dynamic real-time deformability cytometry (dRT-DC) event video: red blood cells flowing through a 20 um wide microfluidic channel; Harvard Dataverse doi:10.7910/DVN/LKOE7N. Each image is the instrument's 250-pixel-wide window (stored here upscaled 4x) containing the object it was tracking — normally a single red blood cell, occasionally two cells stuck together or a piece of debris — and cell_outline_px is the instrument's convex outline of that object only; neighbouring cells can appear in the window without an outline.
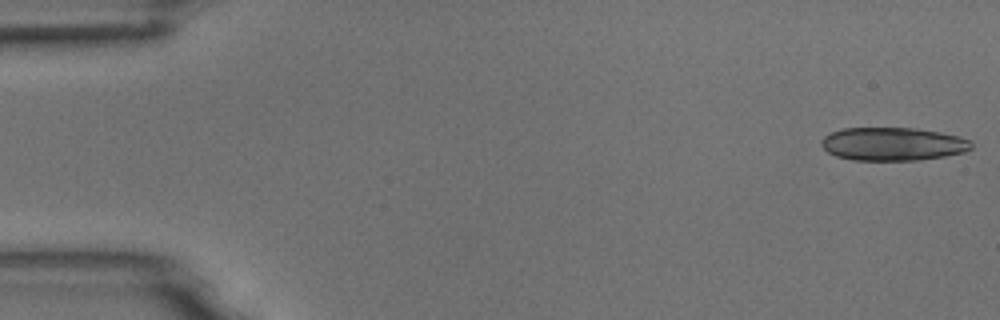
{"species": "common noctule bat (a hibernating species)", "species_latin": "Nyctalus noctula", "temperature_condition": "room temperature", "stored_images_in_passage": 6, "camera_frame_rate_fps": 3000, "um_per_image_px": 0.085, "animal": {"sex": "male", "body_mass_g": 18.8}, "frame": {"image": 1, "passage_image": 1, "time_ms": 0.0, "image_size_px": [1000, 320], "cell_outline_px": [[972, 148], [964, 152], [944, 156], [920, 160], [852, 160], [836, 156], [828, 152], [820, 144], [820, 140], [824, 136], [832, 132], [844, 128], [916, 128], [940, 132], [960, 136], [972, 140]], "centroid_in_image_um": [75.91, 12.24], "position_along_channel_um": 9.1, "area_um2": 29.19}}
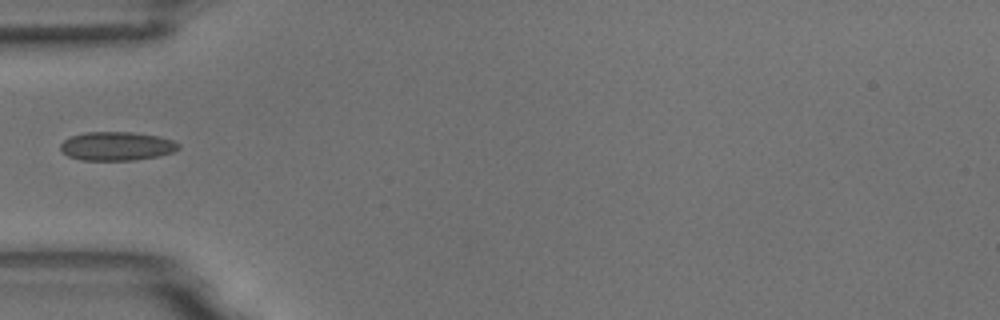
{"frame": {"image": 2, "passage_image": 6, "time_ms": 1.667, "image_size_px": [1000, 320], "cell_outline_px": [[180, 148], [172, 152], [160, 156], [136, 160], [84, 160], [68, 156], [60, 148], [60, 144], [64, 140], [72, 136], [88, 132], [132, 132], [156, 136], [172, 140], [180, 144]], "centroid_in_image_um": [9.94, 12.43], "position_along_channel_um": 75.1, "area_um2": 19.65}}